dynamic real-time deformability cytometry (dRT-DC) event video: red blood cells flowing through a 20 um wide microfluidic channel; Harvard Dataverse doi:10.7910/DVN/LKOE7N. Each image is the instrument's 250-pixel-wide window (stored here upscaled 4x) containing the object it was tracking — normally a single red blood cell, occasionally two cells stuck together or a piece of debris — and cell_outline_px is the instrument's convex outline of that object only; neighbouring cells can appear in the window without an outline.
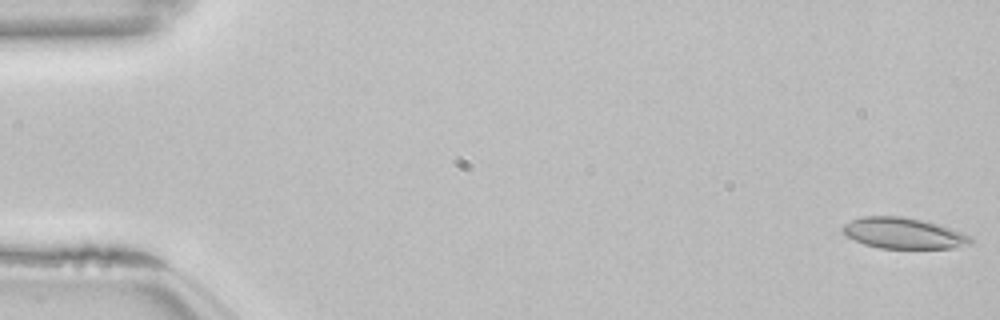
{"species": "common noctule bat (a hibernating species)", "species_latin": "Nyctalus noctula", "temperature_condition": "room temperature", "stored_images_in_passage": 53, "camera_frame_rate_fps": 3000, "um_per_image_px": 0.085, "animal": {"sex": "female", "body_mass_g": 22.7, "forearm_length_mm": 54.2}, "frame": {"image": 1, "passage_image": 1, "time_ms": 0.0, "image_size_px": [1000, 320], "cell_outline_px": [[972, 244], [960, 248], [880, 248], [864, 244], [848, 236], [840, 228], [844, 224], [852, 220], [864, 216], [904, 216], [940, 224], [972, 236]], "centroid_in_image_um": [76.86, 19.82], "position_along_channel_um": 8.1, "area_um2": 23.18}}
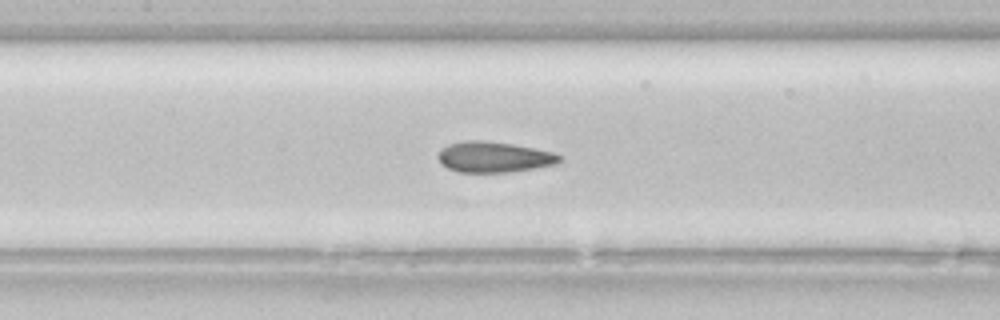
{"frame": {"image": 2, "passage_image": 25, "time_ms": 8.0, "image_size_px": [1000, 320], "cell_outline_px": [[560, 160], [556, 164], [508, 172], [456, 172], [440, 164], [436, 156], [440, 148], [448, 144], [464, 140], [484, 140], [512, 144], [552, 152], [560, 156]], "centroid_in_image_um": [41.88, 13.34], "position_along_channel_um": 165.5, "area_um2": 21.73}}
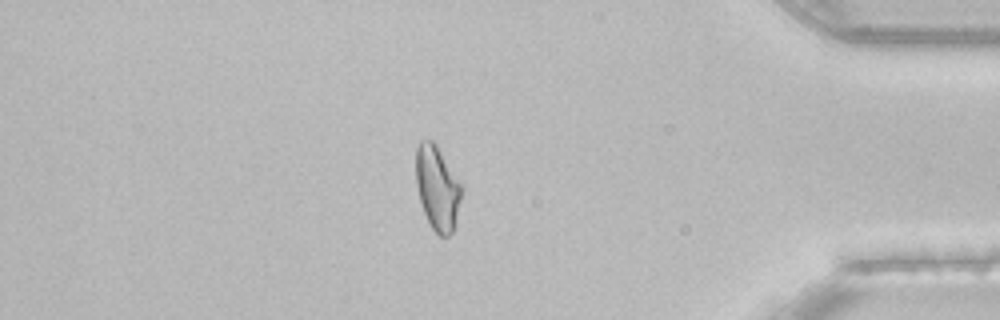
{"frame": {"image": 3, "passage_image": 46, "time_ms": 15.0, "image_size_px": [1000, 320], "cell_outline_px": [[464, 188], [452, 232], [448, 236], [440, 236], [432, 228], [424, 212], [420, 200], [416, 184], [416, 148], [420, 140], [432, 140], [436, 144]], "centroid_in_image_um": [37.18, 15.95], "position_along_channel_um": 398.0, "area_um2": 22.25}, "authors_computed_cell_mechanics": {"area_um2": 22.5998, "velocity_mm_per_s": 3.8407, "shape_relaxation_time_tau1_ms": null, "shape_relaxation_time_tau2_ms": 1.3238, "deformation_change_tau1": null, "deformation_change_tau2": 0.087}}